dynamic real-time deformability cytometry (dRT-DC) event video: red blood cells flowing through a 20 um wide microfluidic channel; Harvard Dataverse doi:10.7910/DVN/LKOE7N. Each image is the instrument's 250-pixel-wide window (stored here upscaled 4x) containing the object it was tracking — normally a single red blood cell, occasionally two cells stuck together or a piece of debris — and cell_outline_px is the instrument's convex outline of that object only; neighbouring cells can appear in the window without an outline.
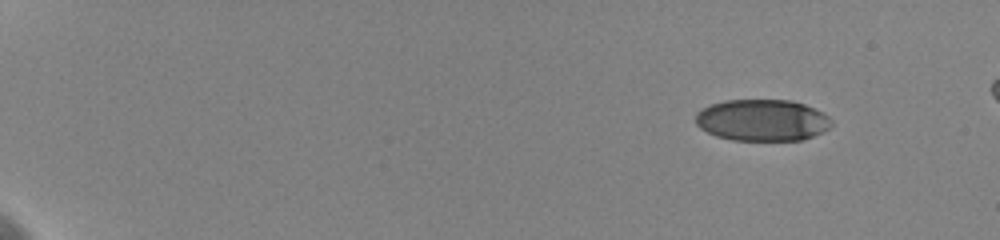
{"species": "human", "species_latin": "Homo sapiens", "temperature_condition": "cold", "stored_images_in_passage": 54, "camera_frame_rate_fps": 3000, "um_per_image_px": 0.085, "donor": {"sex": "female"}, "frame": {"image": 1, "passage_image": 1, "time_ms": 0.0, "image_size_px": [1000, 240], "cell_outline_px": [[832, 124], [828, 128], [812, 136], [800, 140], [732, 140], [716, 136], [700, 128], [696, 124], [696, 112], [712, 104], [724, 100], [792, 100], [804, 104], [824, 112], [832, 120]], "centroid_in_image_um": [64.79, 10.21], "position_along_channel_um": 20.2, "area_um2": 32.89}}
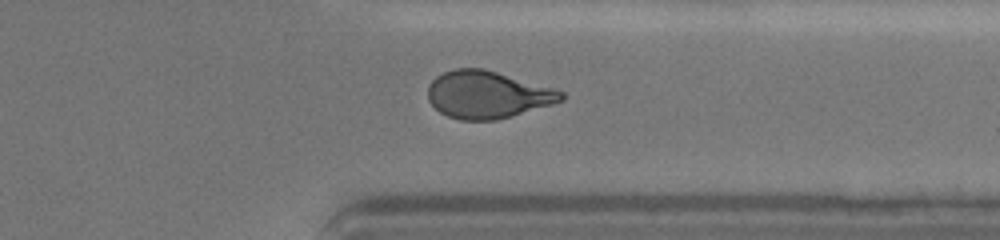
{"frame": {"image": 2, "passage_image": 44, "time_ms": 14.0, "image_size_px": [1000, 240], "cell_outline_px": [[564, 100], [552, 104], [496, 120], [460, 120], [448, 116], [440, 112], [428, 100], [428, 84], [436, 76], [444, 72], [456, 68], [484, 68], [552, 88], [564, 92]], "centroid_in_image_um": [41.4, 8.04], "position_along_channel_um": 370.0, "area_um2": 36.53}}
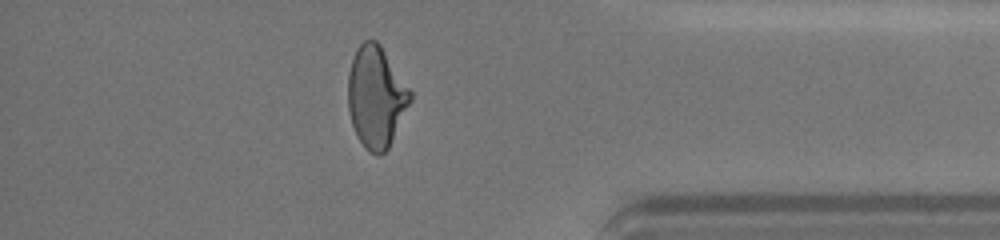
{"frame": {"image": 3, "passage_image": 48, "time_ms": 15.333, "image_size_px": [1000, 240], "cell_outline_px": [[412, 100], [388, 148], [380, 156], [376, 156], [368, 152], [364, 148], [352, 124], [348, 108], [348, 76], [352, 60], [356, 48], [364, 40], [376, 40], [380, 44], [412, 92]], "centroid_in_image_um": [31.97, 8.25], "position_along_channel_um": 403.2, "area_um2": 36.7}, "authors_computed_cell_mechanics": {"area_um2": 36.6163, "velocity_mm_per_s": 3.6136, "shape_relaxation_time_tau1_ms": 4.0111, "shape_relaxation_time_tau2_ms": 1.605, "deformation_change_tau1": 0.16, "deformation_change_tau2": 0.0856}}